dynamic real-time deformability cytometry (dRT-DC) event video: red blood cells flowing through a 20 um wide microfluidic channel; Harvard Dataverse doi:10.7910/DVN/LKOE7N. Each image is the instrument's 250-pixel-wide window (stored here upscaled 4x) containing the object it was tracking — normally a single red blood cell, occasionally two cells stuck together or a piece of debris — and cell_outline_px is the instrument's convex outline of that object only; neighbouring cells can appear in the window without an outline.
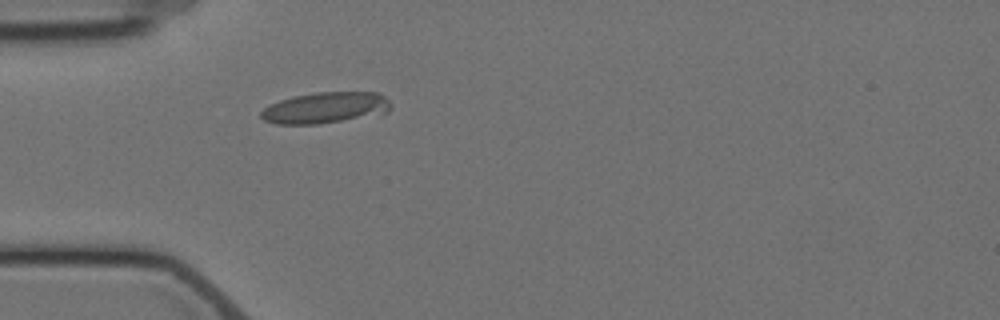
{"species": "Egyptian fruit bat (a non-hibernating species)", "species_latin": "Rousettus aegyptiacus", "temperature_condition": "cold", "stored_images_in_passage": 4, "camera_frame_rate_fps": 3000, "um_per_image_px": 0.085, "animal": {"sex": "female"}, "frame": {"image": 1, "passage_image": 3, "time_ms": 4.0, "image_size_px": [1000, 320], "cell_outline_px": [[392, 108], [388, 112], [320, 124], [276, 124], [264, 120], [260, 116], [260, 112], [264, 108], [280, 100], [292, 96], [316, 92], [380, 92], [392, 104]], "centroid_in_image_um": [27.66, 9.15], "position_along_channel_um": 57.3, "area_um2": 23.52}}